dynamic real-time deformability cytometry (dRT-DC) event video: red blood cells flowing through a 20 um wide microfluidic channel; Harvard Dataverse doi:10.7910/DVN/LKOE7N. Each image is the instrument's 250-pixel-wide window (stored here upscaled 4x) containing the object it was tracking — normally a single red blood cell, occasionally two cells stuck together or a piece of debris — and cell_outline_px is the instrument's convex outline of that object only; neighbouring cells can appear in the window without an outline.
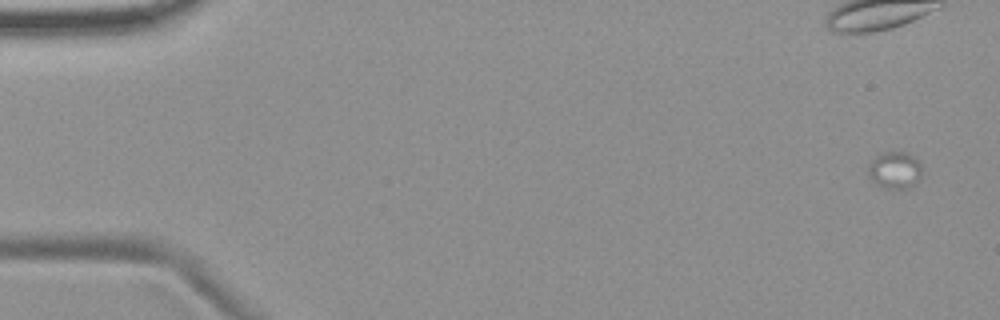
{"species": "common noctule bat (a hibernating species)", "species_latin": "Nyctalus noctula", "temperature_condition": "room temperature", "stored_images_in_passage": 6, "camera_frame_rate_fps": 3000, "um_per_image_px": 0.085, "animal": {"sex": "female", "body_mass_g": 19.9}, "frame": {"image": 1, "passage_image": 6, "time_ms": 6.0, "image_size_px": [1000, 320], "cell_outline_px": [[920, 176], [916, 184], [908, 188], [884, 188], [876, 184], [868, 176], [868, 164], [876, 156], [884, 152], [908, 152], [920, 164]], "centroid_in_image_um": [76.03, 14.47], "position_along_channel_um": 9.0, "area_um2": 11.5}}